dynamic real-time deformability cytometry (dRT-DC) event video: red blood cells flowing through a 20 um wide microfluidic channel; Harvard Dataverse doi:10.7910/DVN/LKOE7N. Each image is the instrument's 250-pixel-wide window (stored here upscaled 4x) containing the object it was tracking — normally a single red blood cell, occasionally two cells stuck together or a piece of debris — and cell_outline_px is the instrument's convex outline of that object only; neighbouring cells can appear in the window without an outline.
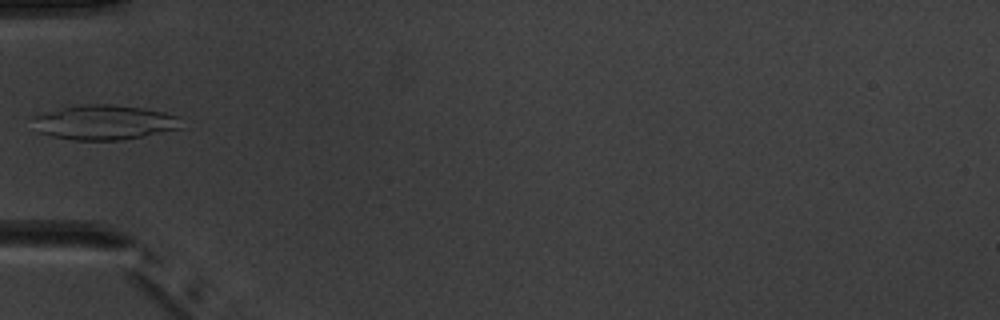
{"species": "common noctule bat (a hibernating species)", "species_latin": "Nyctalus noctula", "temperature_condition": "warm", "stored_images_in_passage": 6, "camera_frame_rate_fps": 3000, "um_per_image_px": 0.085, "animal": {"sex": "male", "body_mass_g": 20.1, "forearm_length_mm": 53.5}, "frame": {"image": 1, "passage_image": 6, "time_ms": 6.0, "image_size_px": [1000, 320], "cell_outline_px": [[184, 128], [124, 140], [76, 140], [52, 136], [36, 132], [32, 116], [80, 104], [112, 104], [140, 108], [164, 112], [180, 116]], "centroid_in_image_um": [8.91, 10.41], "position_along_channel_um": 76.1, "area_um2": 30.23}}